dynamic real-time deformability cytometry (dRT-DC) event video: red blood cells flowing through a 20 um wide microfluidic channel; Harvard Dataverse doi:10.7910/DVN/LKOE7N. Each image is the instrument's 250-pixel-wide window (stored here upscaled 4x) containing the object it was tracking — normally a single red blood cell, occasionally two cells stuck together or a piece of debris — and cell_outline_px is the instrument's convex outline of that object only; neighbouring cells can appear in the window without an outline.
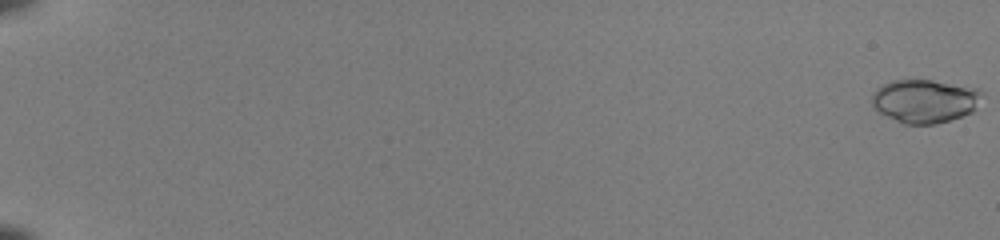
{"species": "common noctule bat (a hibernating species)", "species_latin": "Nyctalus noctula", "temperature_condition": "room temperature", "stored_images_in_passage": 53, "camera_frame_rate_fps": 3000, "um_per_image_px": 0.085, "animal": {"sex": "female", "body_mass_g": 22.0, "forearm_length_mm": 56.7}, "frame": {"image": 1, "passage_image": 1, "time_ms": 0.0, "image_size_px": [1000, 240], "cell_outline_px": [[980, 92], [972, 112], [936, 124], [904, 124], [872, 108], [872, 96], [884, 84], [892, 80], [932, 80], [976, 88]], "centroid_in_image_um": [78.55, 8.59], "position_along_channel_um": 6.4, "area_um2": 27.11}}
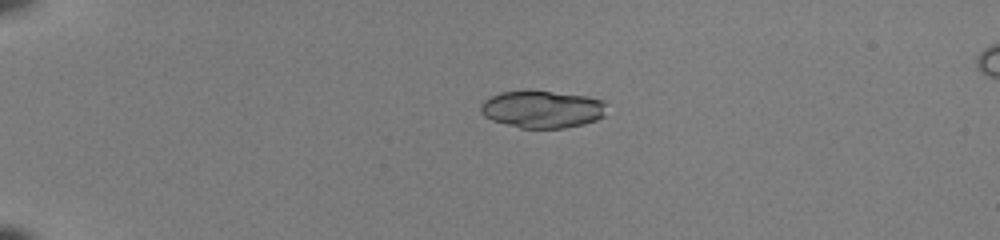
{"frame": {"image": 2, "passage_image": 15, "time_ms": 4.667, "image_size_px": [1000, 240], "cell_outline_px": [[608, 104], [604, 116], [596, 120], [584, 124], [564, 128], [520, 128], [492, 120], [484, 116], [480, 112], [480, 104], [484, 100], [500, 92], [548, 92], [588, 96], [604, 100]], "centroid_in_image_um": [46.13, 9.31], "position_along_channel_um": 38.9, "area_um2": 27.28}}